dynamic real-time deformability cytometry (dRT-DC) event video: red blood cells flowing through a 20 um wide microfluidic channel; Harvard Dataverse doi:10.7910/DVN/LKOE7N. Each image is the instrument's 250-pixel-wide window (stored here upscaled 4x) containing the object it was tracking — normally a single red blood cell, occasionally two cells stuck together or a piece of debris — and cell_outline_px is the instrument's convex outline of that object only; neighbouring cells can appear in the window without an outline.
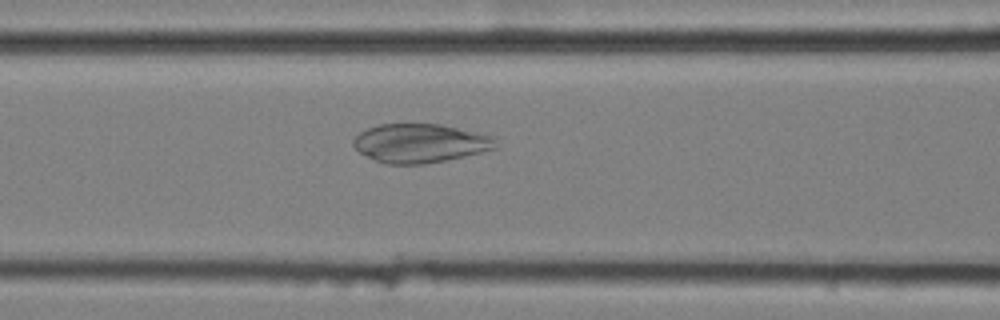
{"species": "common noctule bat (a hibernating species)", "species_latin": "Nyctalus noctula", "temperature_condition": "cold", "stored_images_in_passage": 57, "camera_frame_rate_fps": 3000, "um_per_image_px": 0.085, "animal": {"sex": "female", "body_mass_g": 25.1}, "frame": {"image": 1, "passage_image": 24, "time_ms": 7.667, "image_size_px": [1000, 320], "cell_outline_px": [[496, 148], [464, 156], [424, 164], [384, 164], [360, 152], [352, 144], [352, 140], [360, 132], [368, 128], [380, 124], [440, 124], [496, 136]], "centroid_in_image_um": [35.72, 12.16], "position_along_channel_um": 130.9, "area_um2": 32.08}}
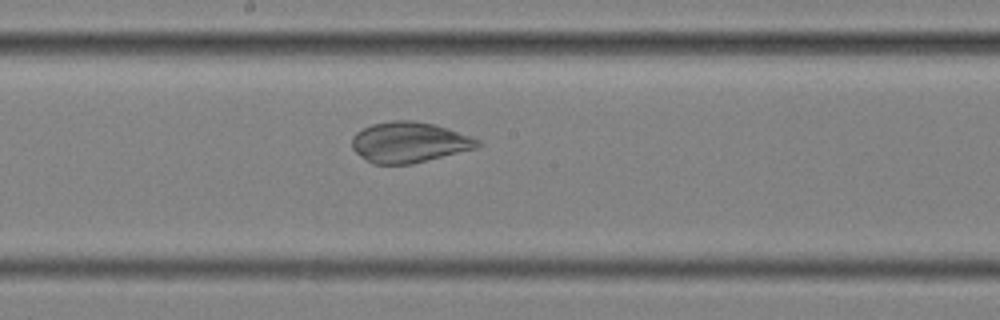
{"frame": {"image": 2, "passage_image": 31, "time_ms": 10.0, "image_size_px": [1000, 320], "cell_outline_px": [[484, 144], [476, 148], [412, 164], [372, 164], [360, 156], [352, 148], [352, 136], [356, 132], [372, 124], [392, 120], [412, 120], [436, 124], [472, 136], [480, 140]], "centroid_in_image_um": [34.8, 12.09], "position_along_channel_um": 213.4, "area_um2": 29.94}}
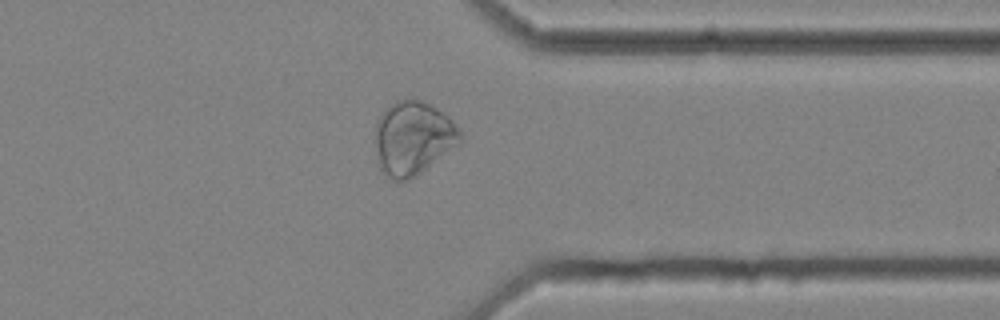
{"frame": {"image": 3, "passage_image": 45, "time_ms": 14.667, "image_size_px": [1000, 320], "cell_outline_px": [[464, 140], [460, 144], [416, 176], [408, 180], [392, 180], [380, 172], [372, 140], [376, 120], [396, 100], [420, 100], [436, 108], [448, 116], [452, 120], [464, 136]], "centroid_in_image_um": [35.08, 11.78], "position_along_channel_um": 376.3, "area_um2": 37.11}}